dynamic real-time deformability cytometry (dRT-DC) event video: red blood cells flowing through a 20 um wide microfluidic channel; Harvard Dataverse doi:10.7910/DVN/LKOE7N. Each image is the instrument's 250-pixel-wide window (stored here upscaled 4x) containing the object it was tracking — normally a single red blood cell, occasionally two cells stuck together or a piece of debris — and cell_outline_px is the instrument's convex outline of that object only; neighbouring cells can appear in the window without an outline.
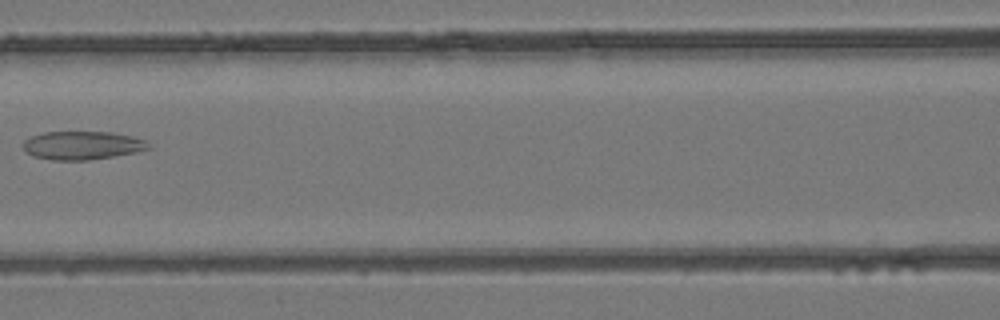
{"species": "common noctule bat (a hibernating species)", "species_latin": "Nyctalus noctula", "temperature_condition": "room temperature", "stored_images_in_passage": 4, "camera_frame_rate_fps": 3000, "um_per_image_px": 0.085, "animal": {"sex": "female", "body_mass_g": 24.6, "forearm_length_mm": 56.2}, "frame": {"image": 1, "passage_image": 4, "time_ms": 3.333, "image_size_px": [1000, 320], "cell_outline_px": [[152, 148], [136, 152], [88, 160], [52, 160], [36, 156], [24, 152], [20, 144], [24, 140], [32, 136], [44, 132], [112, 132], [132, 136], [144, 140]], "centroid_in_image_um": [6.95, 12.35], "position_along_channel_um": 159.6, "area_um2": 20.75}}